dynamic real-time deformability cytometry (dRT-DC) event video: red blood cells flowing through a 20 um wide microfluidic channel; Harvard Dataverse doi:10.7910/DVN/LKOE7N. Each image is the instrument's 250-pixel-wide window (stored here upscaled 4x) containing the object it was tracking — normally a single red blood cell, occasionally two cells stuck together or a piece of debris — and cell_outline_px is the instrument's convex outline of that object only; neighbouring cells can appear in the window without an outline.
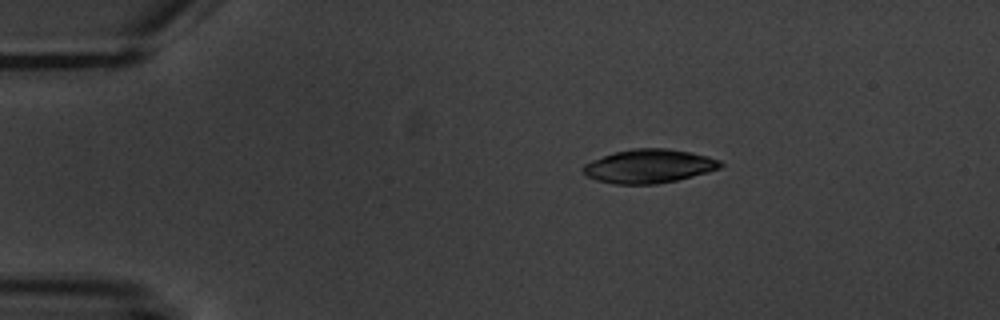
{"species": "common noctule bat (a hibernating species)", "species_latin": "Nyctalus noctula", "temperature_condition": "warm", "stored_images_in_passage": 7, "camera_frame_rate_fps": 3000, "um_per_image_px": 0.085, "animal": {"sex": "male", "body_mass_g": 20.1, "forearm_length_mm": 53.5}, "frame": {"image": 1, "passage_image": 1, "time_ms": 0.0, "image_size_px": [1000, 320], "cell_outline_px": [[724, 164], [720, 168], [708, 172], [676, 180], [656, 184], [616, 184], [596, 180], [588, 176], [580, 168], [584, 164], [592, 160], [616, 152], [636, 148], [664, 148], [692, 152], [708, 156], [720, 160]], "centroid_in_image_um": [55.18, 14.12], "position_along_channel_um": 29.8, "area_um2": 26.88}}
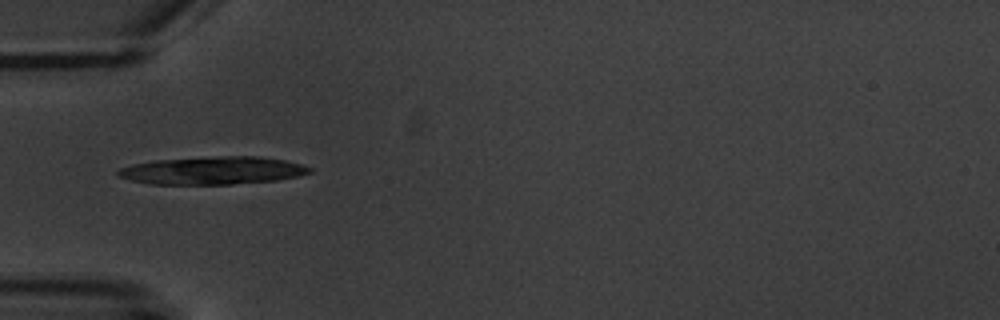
{"frame": {"image": 2, "passage_image": 3, "time_ms": 2.667, "image_size_px": [1000, 320], "cell_outline_px": [[312, 172], [300, 176], [276, 180], [232, 184], [148, 184], [116, 176], [116, 172], [120, 168], [132, 164], [152, 160], [220, 156], [260, 156], [284, 160], [300, 164], [312, 168]], "centroid_in_image_um": [18.06, 14.49], "position_along_channel_um": 66.9, "area_um2": 31.15}}